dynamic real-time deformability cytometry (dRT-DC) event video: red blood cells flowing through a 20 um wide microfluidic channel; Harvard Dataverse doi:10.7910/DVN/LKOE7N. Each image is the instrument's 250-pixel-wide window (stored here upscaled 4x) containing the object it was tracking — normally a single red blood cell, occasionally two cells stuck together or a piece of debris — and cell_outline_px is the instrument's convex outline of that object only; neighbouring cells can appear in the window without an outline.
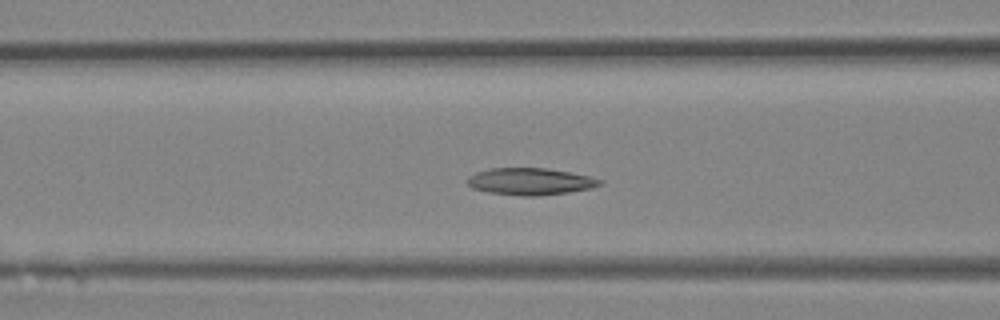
{"species": "Egyptian fruit bat (a non-hibernating species)", "species_latin": "Rousettus aegyptiacus", "temperature_condition": "room temperature", "stored_images_in_passage": 28, "camera_frame_rate_fps": 3000, "um_per_image_px": 0.085, "animal": {"sex": "female"}, "frame": {"image": 1, "passage_image": 7, "time_ms": 2.0, "image_size_px": [1000, 320], "cell_outline_px": [[604, 184], [592, 188], [568, 192], [536, 196], [520, 196], [488, 192], [472, 188], [464, 180], [468, 176], [476, 172], [492, 168], [548, 168], [572, 172], [604, 180]], "centroid_in_image_um": [45.08, 15.42], "position_along_channel_um": 121.5, "area_um2": 21.04}}
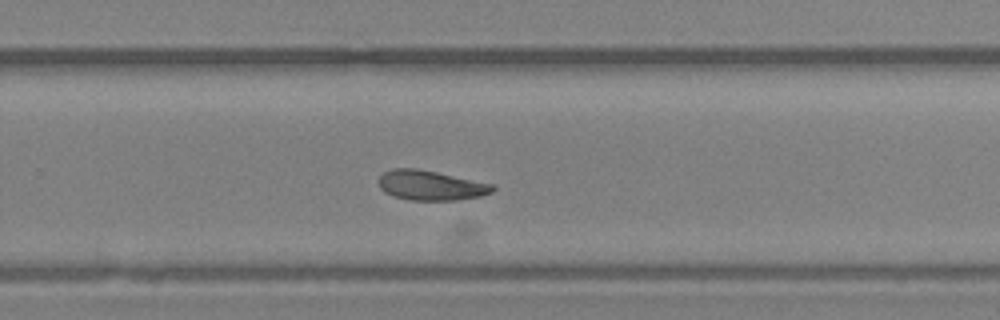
{"frame": {"image": 2, "passage_image": 16, "time_ms": 5.0, "image_size_px": [1000, 320], "cell_outline_px": [[496, 188], [492, 192], [480, 196], [456, 200], [408, 200], [392, 196], [384, 192], [380, 188], [380, 176], [384, 172], [392, 168], [416, 168], [496, 184]], "centroid_in_image_um": [36.63, 15.76], "position_along_channel_um": 293.2, "area_um2": 19.88}}
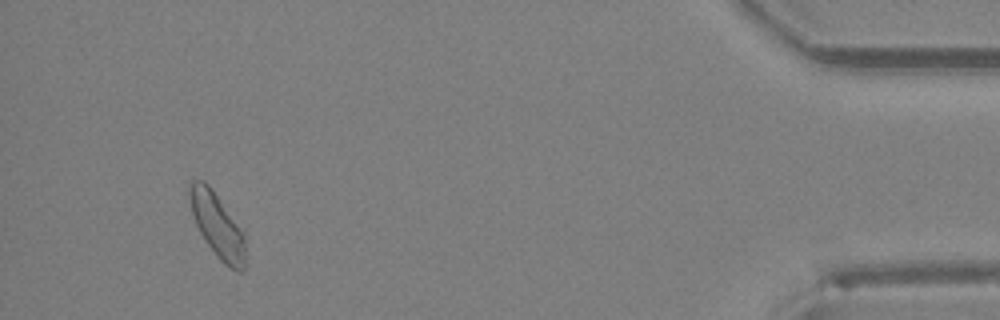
{"frame": {"image": 3, "passage_image": 26, "time_ms": 8.333, "image_size_px": [1000, 320], "cell_outline_px": [[244, 272], [240, 272], [224, 264], [216, 256], [204, 240], [196, 224], [192, 212], [188, 196], [188, 184], [192, 180], [204, 180], [212, 188], [244, 232]], "centroid_in_image_um": [18.45, 19.13], "position_along_channel_um": 416.8, "area_um2": 20.92}}